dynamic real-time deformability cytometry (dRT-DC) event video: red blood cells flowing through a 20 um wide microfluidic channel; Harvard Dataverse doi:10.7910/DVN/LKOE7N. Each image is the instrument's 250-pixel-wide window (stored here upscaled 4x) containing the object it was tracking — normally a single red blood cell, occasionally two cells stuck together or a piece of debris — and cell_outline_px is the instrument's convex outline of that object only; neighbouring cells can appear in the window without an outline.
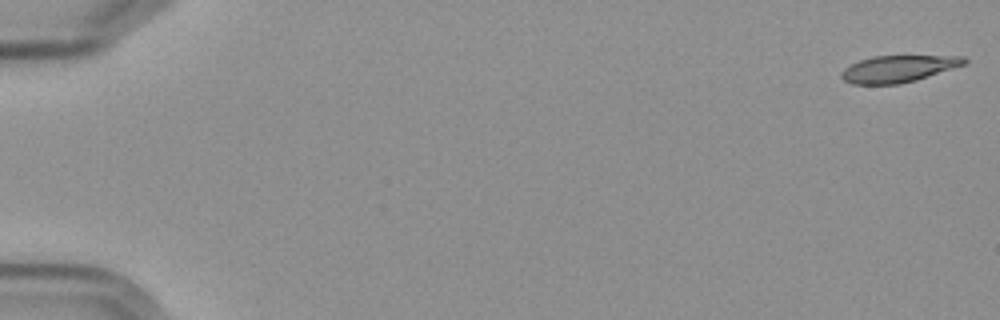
{"species": "Egyptian fruit bat (a non-hibernating species)", "species_latin": "Rousettus aegyptiacus", "temperature_condition": "cold", "stored_images_in_passage": 5, "camera_frame_rate_fps": 3000, "um_per_image_px": 0.085, "frame": {"image": 1, "passage_image": 1, "time_ms": 0.0, "image_size_px": [1000, 320], "cell_outline_px": [[968, 60], [964, 64], [916, 80], [900, 84], [852, 84], [844, 80], [840, 76], [840, 72], [844, 68], [860, 60], [872, 56], [964, 56]], "centroid_in_image_um": [76.31, 5.85], "position_along_channel_um": 8.7, "area_um2": 19.02}}
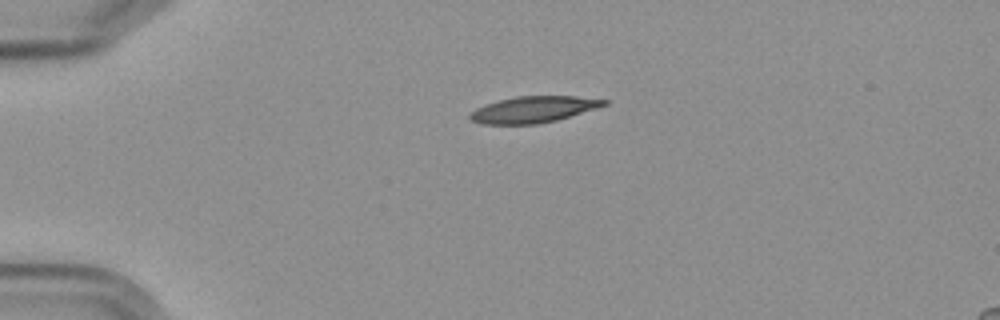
{"frame": {"image": 2, "passage_image": 4, "time_ms": 4.333, "image_size_px": [1000, 320], "cell_outline_px": [[608, 104], [596, 108], [556, 120], [536, 124], [480, 124], [472, 120], [468, 116], [476, 108], [484, 104], [516, 96], [576, 96], [608, 100]], "centroid_in_image_um": [45.32, 9.3], "position_along_channel_um": 39.7, "area_um2": 20.4}}